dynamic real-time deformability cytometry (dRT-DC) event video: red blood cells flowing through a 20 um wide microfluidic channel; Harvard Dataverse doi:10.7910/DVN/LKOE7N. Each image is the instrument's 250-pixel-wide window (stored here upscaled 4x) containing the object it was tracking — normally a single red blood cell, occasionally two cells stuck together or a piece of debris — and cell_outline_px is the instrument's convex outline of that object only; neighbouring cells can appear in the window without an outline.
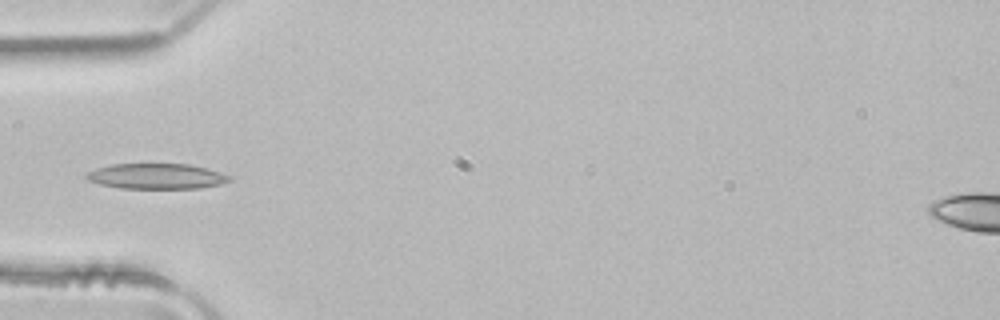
{"species": "common noctule bat (a hibernating species)", "species_latin": "Nyctalus noctula", "temperature_condition": "room temperature", "stored_images_in_passage": 35, "camera_frame_rate_fps": 3000, "um_per_image_px": 0.085, "animal": {"sex": "male", "body_mass_g": 21.5, "forearm_length_mm": 52.0}, "frame": {"image": 1, "passage_image": 1, "time_ms": 0.0, "image_size_px": [1000, 320], "cell_outline_px": [[232, 180], [220, 184], [200, 188], [120, 188], [100, 184], [88, 180], [84, 176], [88, 172], [96, 168], [112, 164], [188, 164], [208, 168], [232, 176]], "centroid_in_image_um": [13.32, 14.98], "position_along_channel_um": 71.7, "area_um2": 21.21}}
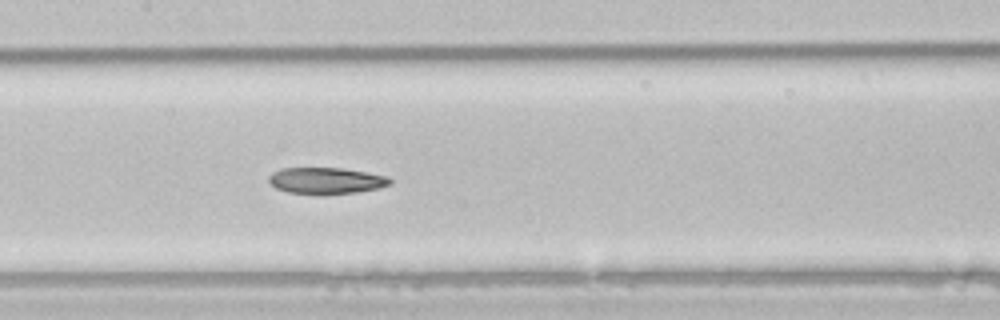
{"frame": {"image": 2, "passage_image": 9, "time_ms": 2.667, "image_size_px": [1000, 320], "cell_outline_px": [[392, 184], [380, 188], [356, 192], [324, 196], [316, 196], [288, 192], [276, 188], [268, 180], [268, 176], [272, 172], [280, 168], [340, 168], [388, 176], [392, 180]], "centroid_in_image_um": [27.71, 15.38], "position_along_channel_um": 179.7, "area_um2": 19.13}}
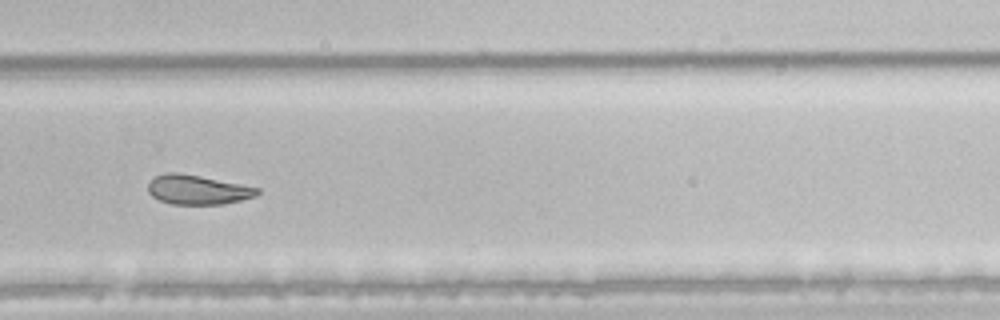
{"frame": {"image": 3, "passage_image": 19, "time_ms": 6.0, "image_size_px": [1000, 320], "cell_outline_px": [[260, 192], [256, 196], [224, 204], [172, 204], [160, 200], [152, 196], [148, 192], [148, 184], [156, 176], [168, 172], [176, 172], [200, 176], [260, 188]], "centroid_in_image_um": [16.8, 16.13], "position_along_channel_um": 313.0, "area_um2": 18.55}, "authors_computed_cell_mechanics": {"area_um2": 19.7676, "velocity_mm_per_s": 4.0181, "shape_relaxation_time_tau1_ms": 10.0643, "shape_relaxation_time_tau2_ms": 3.5718, "deformation_change_tau1": 0.2068, "deformation_change_tau2": 0.0916}}